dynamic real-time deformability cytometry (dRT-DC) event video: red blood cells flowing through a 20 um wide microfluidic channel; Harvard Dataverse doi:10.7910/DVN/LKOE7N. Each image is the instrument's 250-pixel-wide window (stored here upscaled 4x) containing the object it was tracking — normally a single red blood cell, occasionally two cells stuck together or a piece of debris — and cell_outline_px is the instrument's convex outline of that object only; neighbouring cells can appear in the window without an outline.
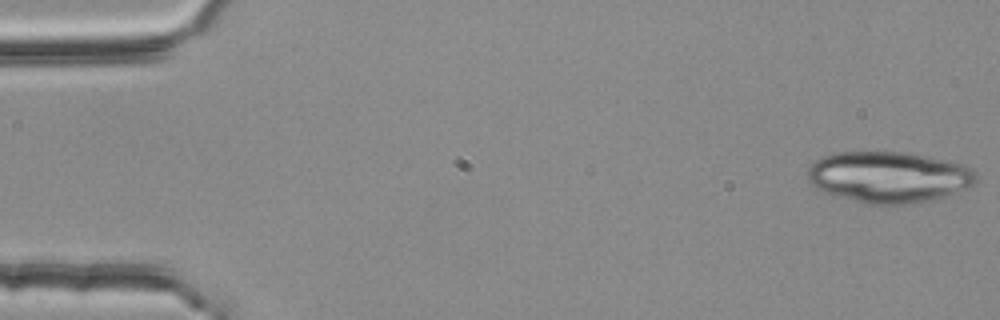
{"species": "common noctule bat (a hibernating species)", "species_latin": "Nyctalus noctula", "temperature_condition": "room temperature", "stored_images_in_passage": 53, "segment_of_instrument_passage": [1, 3], "camera_frame_rate_fps": 3000, "um_per_image_px": 0.085, "animal": {"sex": "female", "body_mass_g": 25.1}, "frame": {"image": 1, "passage_image": 1, "time_ms": 0.0, "image_size_px": [1000, 320], "cell_outline_px": [[976, 180], [972, 184], [964, 188], [944, 196], [928, 200], [904, 204], [864, 204], [836, 196], [824, 192], [816, 188], [808, 180], [808, 168], [816, 160], [824, 156], [836, 152], [904, 152], [964, 164], [972, 168], [976, 172]], "centroid_in_image_um": [75.5, 15.05], "position_along_channel_um": 9.5, "area_um2": 49.88}}